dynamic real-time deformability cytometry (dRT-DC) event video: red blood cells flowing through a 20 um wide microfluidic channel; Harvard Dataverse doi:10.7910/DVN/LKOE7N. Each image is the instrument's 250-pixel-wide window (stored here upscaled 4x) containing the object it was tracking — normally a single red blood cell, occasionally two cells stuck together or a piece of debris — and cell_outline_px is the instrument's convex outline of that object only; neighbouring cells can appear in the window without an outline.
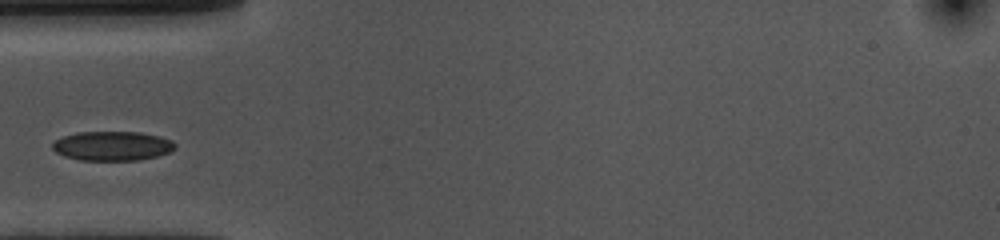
{"species": "common noctule bat (a hibernating species)", "species_latin": "Nyctalus noctula", "temperature_condition": "cold", "stored_images_in_passage": 29, "camera_frame_rate_fps": 3000, "um_per_image_px": 0.085, "animal": {"sex": "female", "body_mass_g": 10.0, "forearm_length_mm": 53.1}, "frame": {"image": 1, "passage_image": 1, "time_ms": 0.0, "image_size_px": [1000, 240], "cell_outline_px": [[176, 148], [172, 152], [140, 160], [80, 160], [64, 156], [56, 152], [52, 148], [52, 144], [56, 140], [64, 136], [76, 132], [140, 132], [160, 136], [172, 140], [176, 144]], "centroid_in_image_um": [9.58, 12.4], "position_along_channel_um": 75.4, "area_um2": 21.1}}
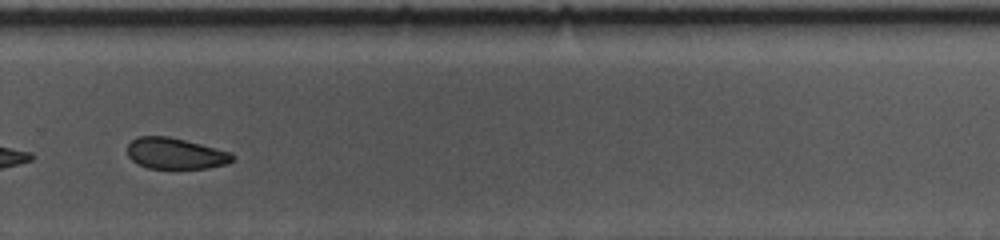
{"frame": {"image": 2, "passage_image": 21, "time_ms": 6.667, "image_size_px": [1000, 240], "cell_outline_px": [[236, 156], [228, 164], [208, 168], [148, 168], [132, 160], [128, 156], [128, 144], [136, 136], [168, 136], [232, 152]], "centroid_in_image_um": [14.93, 13.04], "position_along_channel_um": 314.9, "area_um2": 19.02}}